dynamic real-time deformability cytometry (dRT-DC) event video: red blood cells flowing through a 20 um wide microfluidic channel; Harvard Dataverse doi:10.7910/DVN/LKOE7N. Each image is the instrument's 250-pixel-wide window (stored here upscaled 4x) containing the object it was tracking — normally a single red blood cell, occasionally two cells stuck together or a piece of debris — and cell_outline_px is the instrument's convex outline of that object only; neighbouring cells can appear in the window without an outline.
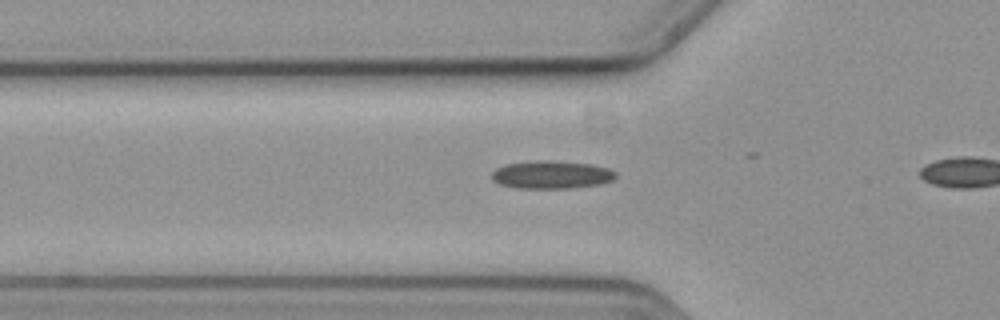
{"species": "common noctule bat (a hibernating species)", "species_latin": "Nyctalus noctula", "temperature_condition": "cold", "stored_images_in_passage": 16, "camera_frame_rate_fps": 3000, "um_per_image_px": 0.085, "animal": {"sex": "female", "body_mass_g": 19.3, "forearm_length_mm": 54.1}, "frame": {"image": 1, "passage_image": 14, "time_ms": 4.333, "image_size_px": [1000, 320], "cell_outline_px": [[616, 176], [612, 180], [600, 184], [568, 188], [520, 188], [500, 184], [492, 180], [492, 172], [496, 168], [504, 164], [532, 160], [552, 160], [592, 164], [608, 168], [616, 172]], "centroid_in_image_um": [46.86, 14.83], "position_along_channel_um": 78.9, "area_um2": 20.29}}